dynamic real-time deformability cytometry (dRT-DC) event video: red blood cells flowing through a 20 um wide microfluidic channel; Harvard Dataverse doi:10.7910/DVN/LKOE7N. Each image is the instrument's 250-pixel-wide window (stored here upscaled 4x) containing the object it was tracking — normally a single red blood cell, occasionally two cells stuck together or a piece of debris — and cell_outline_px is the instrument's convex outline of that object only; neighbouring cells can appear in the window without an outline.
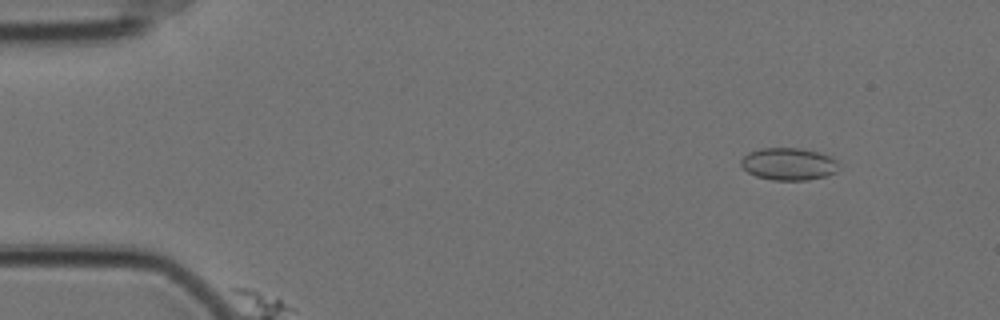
{"species": "Egyptian fruit bat (a non-hibernating species)", "species_latin": "Rousettus aegyptiacus", "temperature_condition": "cold", "stored_images_in_passage": 55, "segment_of_instrument_passage": [1, 2], "camera_frame_rate_fps": 3000, "um_per_image_px": 0.085, "animal": {"sex": "female"}, "frame": {"image": 1, "passage_image": 6, "time_ms": 1.667, "image_size_px": [1000, 320], "cell_outline_px": [[840, 168], [836, 172], [824, 176], [808, 180], [772, 180], [756, 176], [748, 172], [740, 164], [740, 160], [748, 152], [760, 148], [800, 148], [816, 152], [828, 156], [836, 160], [840, 164]], "centroid_in_image_um": [67.03, 13.94], "position_along_channel_um": 18.0, "area_um2": 18.44}}